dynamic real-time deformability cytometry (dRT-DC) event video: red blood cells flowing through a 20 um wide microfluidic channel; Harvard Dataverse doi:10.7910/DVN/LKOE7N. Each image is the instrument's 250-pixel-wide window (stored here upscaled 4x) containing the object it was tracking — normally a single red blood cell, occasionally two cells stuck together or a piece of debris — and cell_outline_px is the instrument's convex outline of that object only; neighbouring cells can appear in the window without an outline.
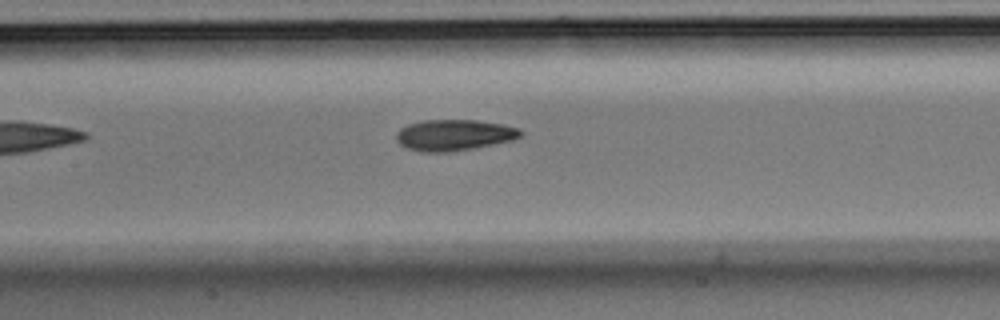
{"species": "Egyptian fruit bat (a non-hibernating species)", "species_latin": "Rousettus aegyptiacus", "temperature_condition": "room temperature", "stored_images_in_passage": 8, "camera_frame_rate_fps": 3000, "um_per_image_px": 0.085, "animal": {"sex": "male"}, "frame": {"image": 1, "passage_image": 8, "time_ms": 2.333, "image_size_px": [1000, 320], "cell_outline_px": [[524, 132], [520, 136], [512, 140], [472, 148], [448, 152], [420, 152], [408, 148], [400, 144], [396, 140], [396, 132], [400, 128], [408, 124], [424, 120], [476, 120], [504, 124], [520, 128]], "centroid_in_image_um": [38.59, 11.47], "position_along_channel_um": 168.8, "area_um2": 22.54}}